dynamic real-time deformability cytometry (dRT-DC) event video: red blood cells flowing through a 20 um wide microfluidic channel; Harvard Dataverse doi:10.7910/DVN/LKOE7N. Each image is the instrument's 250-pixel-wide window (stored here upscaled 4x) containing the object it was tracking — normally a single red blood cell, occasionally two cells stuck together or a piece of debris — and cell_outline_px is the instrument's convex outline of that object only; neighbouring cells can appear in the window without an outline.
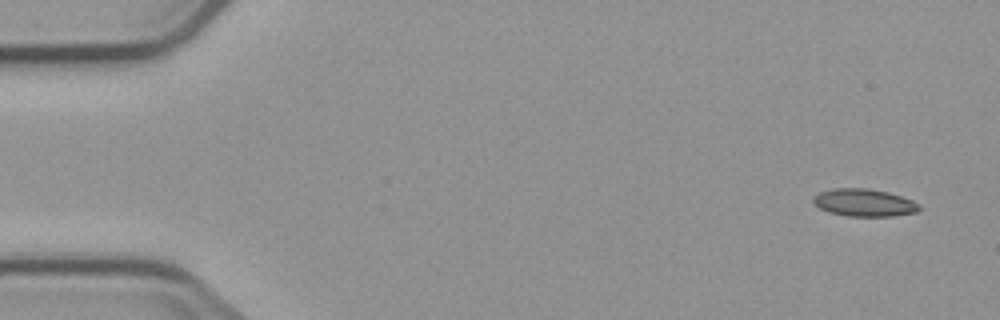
{"species": "common noctule bat (a hibernating species)", "species_latin": "Nyctalus noctula", "temperature_condition": "cold", "stored_images_in_passage": 10, "camera_frame_rate_fps": 3000, "um_per_image_px": 0.085, "animal": {"sex": "male", "body_mass_g": 23.1, "forearm_length_mm": 52.7}, "frame": {"image": 1, "passage_image": 1, "time_ms": 0.0, "image_size_px": [1000, 320], "cell_outline_px": [[920, 208], [916, 212], [892, 216], [848, 216], [828, 212], [820, 208], [812, 200], [812, 196], [820, 192], [832, 188], [868, 188], [888, 192], [912, 200], [920, 204]], "centroid_in_image_um": [73.43, 17.22], "position_along_channel_um": 11.6, "area_um2": 16.99}}
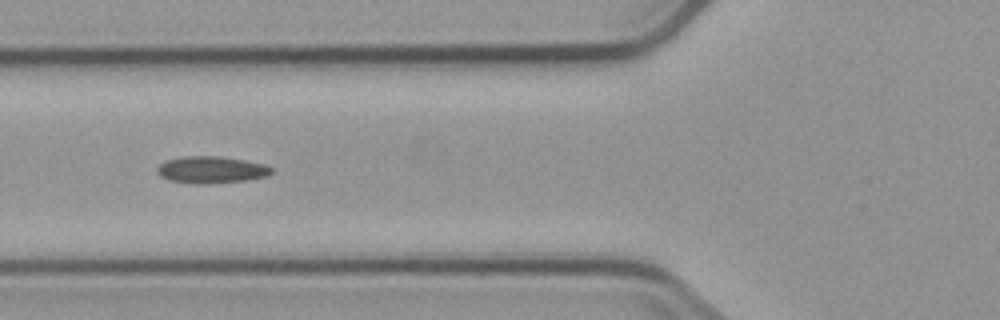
{"frame": {"image": 2, "passage_image": 6, "time_ms": 6.0, "image_size_px": [1000, 320], "cell_outline_px": [[272, 172], [268, 176], [248, 180], [208, 184], [192, 184], [168, 180], [160, 176], [156, 172], [156, 168], [160, 164], [168, 160], [184, 156], [220, 156], [244, 160], [264, 164], [272, 168]], "centroid_in_image_um": [17.95, 14.44], "position_along_channel_um": 107.9, "area_um2": 18.09}}
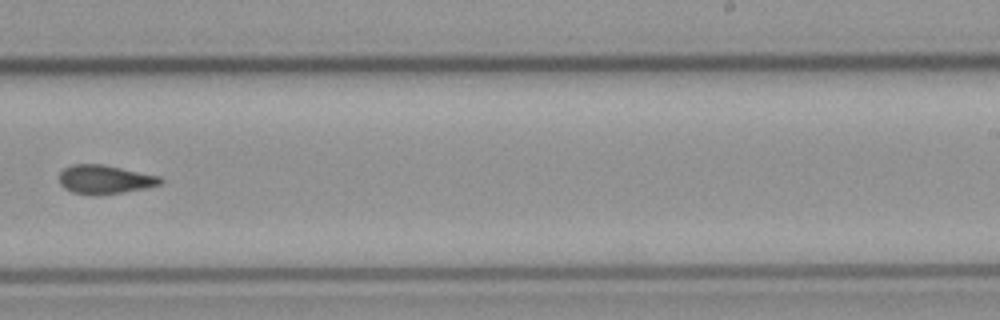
{"frame": {"image": 3, "passage_image": 10, "time_ms": 10.667, "image_size_px": [1000, 320], "cell_outline_px": [[164, 180], [160, 184], [144, 188], [124, 192], [100, 196], [92, 196], [72, 192], [64, 188], [60, 184], [60, 172], [64, 168], [72, 164], [104, 164], [160, 176]], "centroid_in_image_um": [8.9, 15.26], "position_along_channel_um": 280.1, "area_um2": 17.22}}